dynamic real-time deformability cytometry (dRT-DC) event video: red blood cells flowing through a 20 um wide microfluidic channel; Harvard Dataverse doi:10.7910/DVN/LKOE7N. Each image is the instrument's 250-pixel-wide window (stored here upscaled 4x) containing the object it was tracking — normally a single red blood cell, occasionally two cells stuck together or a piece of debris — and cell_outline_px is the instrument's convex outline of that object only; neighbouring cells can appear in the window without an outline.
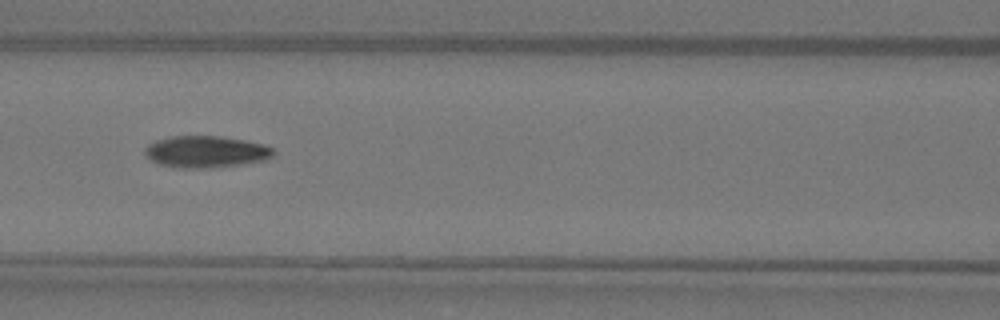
{"species": "Egyptian fruit bat (a non-hibernating species)", "species_latin": "Rousettus aegyptiacus", "temperature_condition": "warm", "stored_images_in_passage": 6, "camera_frame_rate_fps": 3000, "um_per_image_px": 0.085, "animal": {"sex": "female"}, "frame": {"image": 1, "passage_image": 6, "time_ms": 1.667, "image_size_px": [1000, 320], "cell_outline_px": [[276, 152], [272, 156], [264, 160], [240, 164], [208, 168], [176, 168], [160, 164], [152, 160], [144, 152], [144, 148], [148, 144], [156, 140], [172, 136], [224, 136], [264, 144], [272, 148]], "centroid_in_image_um": [17.5, 12.89], "position_along_channel_um": 149.1, "area_um2": 23.76}}